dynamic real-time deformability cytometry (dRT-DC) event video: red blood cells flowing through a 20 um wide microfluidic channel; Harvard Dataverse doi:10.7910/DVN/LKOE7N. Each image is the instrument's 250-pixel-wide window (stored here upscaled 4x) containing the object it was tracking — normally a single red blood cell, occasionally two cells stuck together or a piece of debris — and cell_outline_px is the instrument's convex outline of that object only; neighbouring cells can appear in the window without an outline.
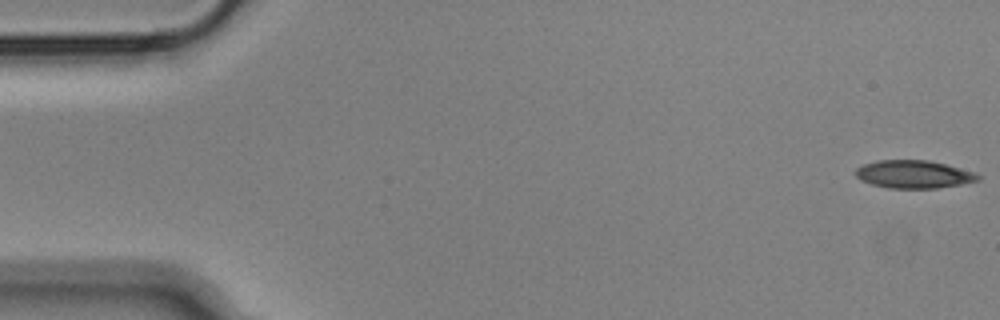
{"species": "Egyptian fruit bat (a non-hibernating species)", "species_latin": "Rousettus aegyptiacus", "temperature_condition": "cold", "stored_images_in_passage": 17, "camera_frame_rate_fps": 3000, "um_per_image_px": 0.085, "animal": {"sex": "male"}, "frame": {"image": 1, "passage_image": 1, "time_ms": 0.0, "image_size_px": [1000, 320], "cell_outline_px": [[980, 180], [960, 184], [936, 188], [888, 188], [872, 184], [860, 180], [856, 176], [856, 168], [864, 164], [876, 160], [928, 160], [944, 164], [972, 172], [980, 176]], "centroid_in_image_um": [77.62, 14.81], "position_along_channel_um": 7.4, "area_um2": 19.65}}
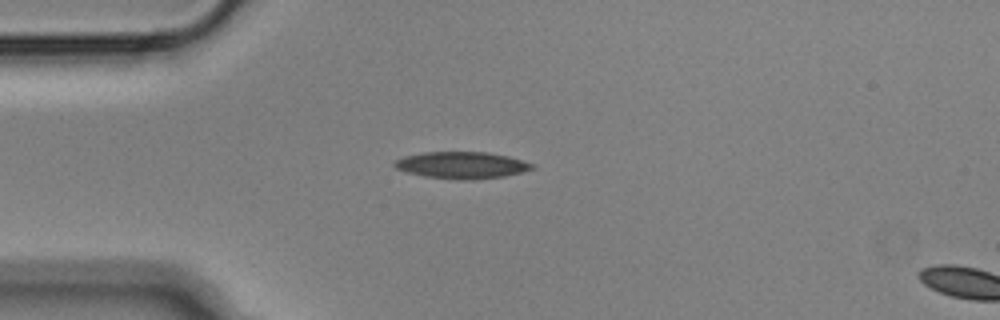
{"frame": {"image": 2, "passage_image": 14, "time_ms": 4.333, "image_size_px": [1000, 320], "cell_outline_px": [[536, 168], [524, 172], [504, 176], [472, 180], [460, 180], [424, 176], [408, 172], [396, 168], [392, 164], [396, 160], [404, 156], [424, 152], [488, 152], [508, 156], [536, 164]], "centroid_in_image_um": [39.3, 14.04], "position_along_channel_um": 45.7, "area_um2": 21.62}}